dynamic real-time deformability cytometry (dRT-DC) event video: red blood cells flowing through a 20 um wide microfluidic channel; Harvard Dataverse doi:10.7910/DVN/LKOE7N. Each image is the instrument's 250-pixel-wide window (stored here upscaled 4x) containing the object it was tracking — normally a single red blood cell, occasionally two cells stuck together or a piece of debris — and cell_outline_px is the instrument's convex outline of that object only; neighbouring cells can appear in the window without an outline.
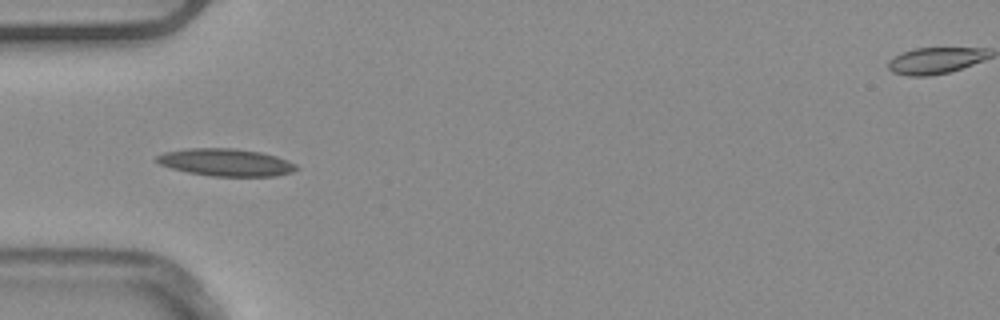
{"species": "common noctule bat (a hibernating species)", "species_latin": "Nyctalus noctula", "temperature_condition": "warm", "stored_images_in_passage": 15, "camera_frame_rate_fps": 3000, "um_per_image_px": 0.085, "animal": {"sex": "male", "body_mass_g": 20.4}, "frame": {"image": 1, "passage_image": 3, "time_ms": 0.667, "image_size_px": [1000, 320], "cell_outline_px": [[300, 168], [292, 172], [276, 176], [212, 176], [188, 172], [172, 168], [160, 164], [156, 160], [156, 156], [164, 152], [188, 148], [232, 148], [260, 152], [276, 156], [288, 160], [296, 164]], "centroid_in_image_um": [19.23, 13.8], "position_along_channel_um": 65.8, "area_um2": 22.25}}